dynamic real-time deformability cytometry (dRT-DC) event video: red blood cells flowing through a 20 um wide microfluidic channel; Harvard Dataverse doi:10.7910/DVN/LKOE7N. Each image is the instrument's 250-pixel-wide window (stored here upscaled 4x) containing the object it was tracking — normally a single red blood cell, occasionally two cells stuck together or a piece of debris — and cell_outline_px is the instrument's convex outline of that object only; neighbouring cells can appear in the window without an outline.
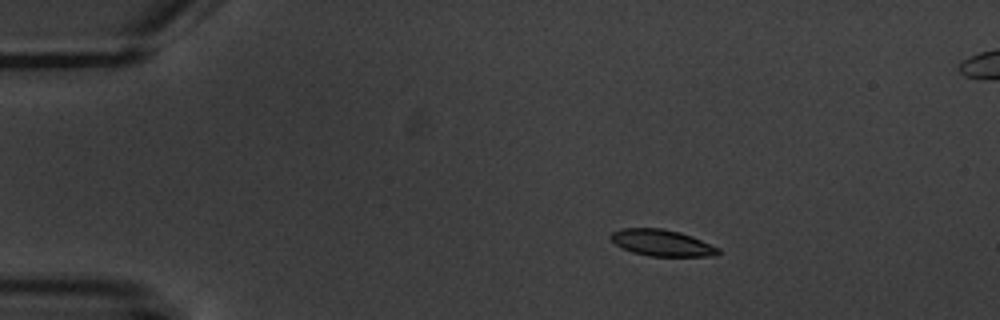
{"species": "common noctule bat (a hibernating species)", "species_latin": "Nyctalus noctula", "temperature_condition": "warm", "stored_images_in_passage": 5, "camera_frame_rate_fps": 3000, "um_per_image_px": 0.085, "animal": {"sex": "male", "body_mass_g": 20.1, "forearm_length_mm": 53.5}, "frame": {"image": 1, "passage_image": 2, "time_ms": 1.0, "image_size_px": [1000, 320], "cell_outline_px": [[720, 252], [716, 256], [648, 256], [632, 252], [616, 244], [608, 236], [612, 232], [620, 228], [664, 228], [680, 232], [692, 236], [720, 248]], "centroid_in_image_um": [56.27, 20.63], "position_along_channel_um": 28.7, "area_um2": 16.65}}